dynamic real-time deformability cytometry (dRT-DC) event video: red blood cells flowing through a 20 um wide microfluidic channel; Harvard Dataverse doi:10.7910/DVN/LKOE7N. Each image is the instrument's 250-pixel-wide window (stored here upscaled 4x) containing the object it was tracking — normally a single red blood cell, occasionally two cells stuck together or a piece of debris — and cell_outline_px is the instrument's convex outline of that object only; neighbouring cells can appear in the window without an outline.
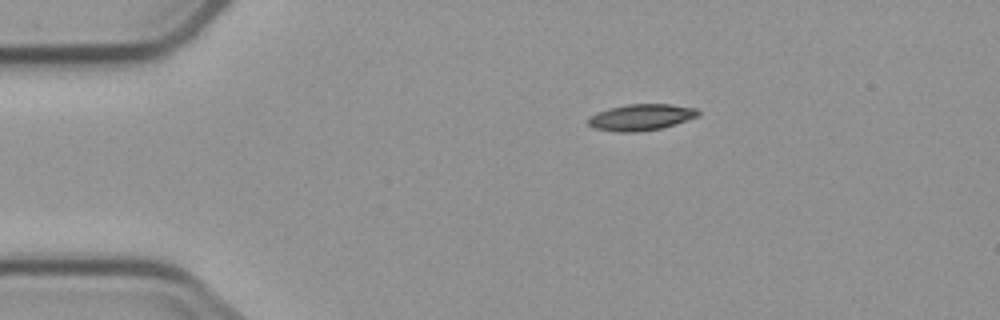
{"species": "common noctule bat (a hibernating species)", "species_latin": "Nyctalus noctula", "temperature_condition": "cold", "stored_images_in_passage": 5, "camera_frame_rate_fps": 3000, "um_per_image_px": 0.085, "animal": {"sex": "male", "body_mass_g": 23.1, "forearm_length_mm": 52.7}, "frame": {"image": 1, "passage_image": 1, "time_ms": 0.0, "image_size_px": [1000, 320], "cell_outline_px": [[700, 116], [676, 124], [660, 128], [636, 132], [620, 132], [596, 128], [588, 124], [588, 116], [612, 108], [628, 104], [668, 104], [696, 108], [700, 112]], "centroid_in_image_um": [54.54, 9.96], "position_along_channel_um": 30.5, "area_um2": 16.65}}
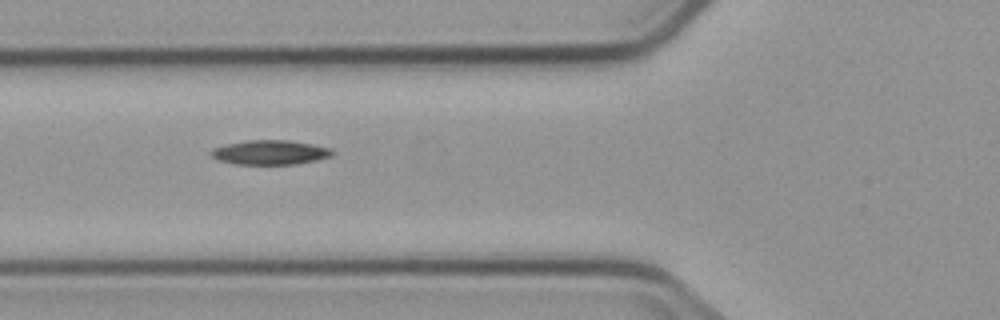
{"frame": {"image": 2, "passage_image": 4, "time_ms": 3.333, "image_size_px": [1000, 320], "cell_outline_px": [[336, 152], [332, 156], [316, 160], [296, 164], [232, 164], [216, 160], [208, 152], [212, 148], [228, 144], [248, 140], [288, 140], [312, 144], [332, 148]], "centroid_in_image_um": [22.96, 12.96], "position_along_channel_um": 102.8, "area_um2": 17.46}}
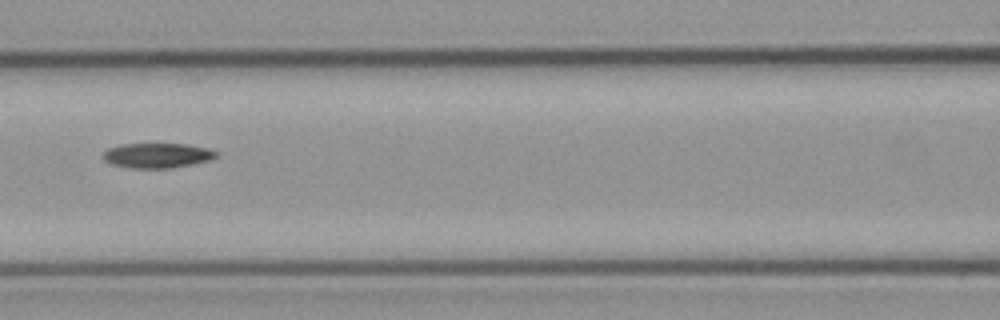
{"frame": {"image": 3, "passage_image": 5, "time_ms": 4.667, "image_size_px": [1000, 320], "cell_outline_px": [[216, 156], [208, 160], [192, 164], [168, 168], [132, 168], [112, 164], [104, 160], [100, 156], [108, 148], [120, 144], [188, 144], [208, 148], [216, 152]], "centroid_in_image_um": [13.31, 13.21], "position_along_channel_um": 153.3, "area_um2": 16.3}}